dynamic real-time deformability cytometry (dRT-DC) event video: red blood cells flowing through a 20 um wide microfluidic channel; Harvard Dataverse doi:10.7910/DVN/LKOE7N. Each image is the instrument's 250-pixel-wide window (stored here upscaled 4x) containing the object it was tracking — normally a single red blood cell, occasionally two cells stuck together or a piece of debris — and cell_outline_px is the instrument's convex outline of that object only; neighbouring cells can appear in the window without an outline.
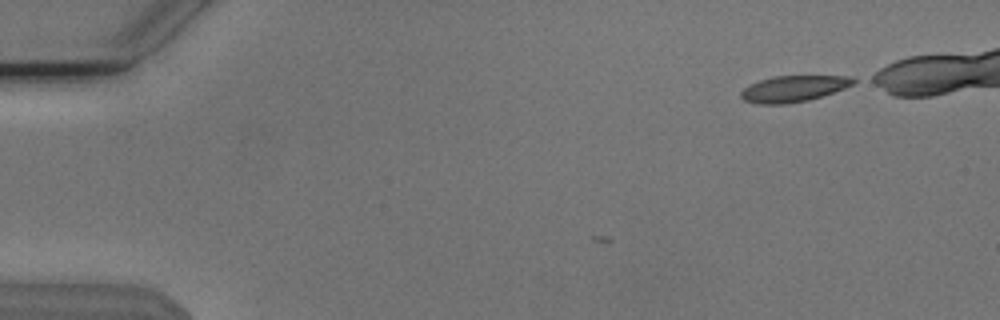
{"species": "Egyptian fruit bat (a non-hibernating species)", "species_latin": "Rousettus aegyptiacus", "temperature_condition": "cold", "stored_images_in_passage": 2, "camera_frame_rate_fps": 3000, "um_per_image_px": 0.085, "animal": {"sex": "male"}, "frame": {"image": 1, "passage_image": 2, "time_ms": 0.333, "image_size_px": [1000, 320], "cell_outline_px": [[860, 80], [844, 88], [808, 100], [784, 104], [756, 104], [744, 100], [740, 96], [740, 92], [744, 88], [760, 80], [772, 76], [852, 76]], "centroid_in_image_um": [67.45, 7.53], "position_along_channel_um": 17.6, "area_um2": 17.05}}